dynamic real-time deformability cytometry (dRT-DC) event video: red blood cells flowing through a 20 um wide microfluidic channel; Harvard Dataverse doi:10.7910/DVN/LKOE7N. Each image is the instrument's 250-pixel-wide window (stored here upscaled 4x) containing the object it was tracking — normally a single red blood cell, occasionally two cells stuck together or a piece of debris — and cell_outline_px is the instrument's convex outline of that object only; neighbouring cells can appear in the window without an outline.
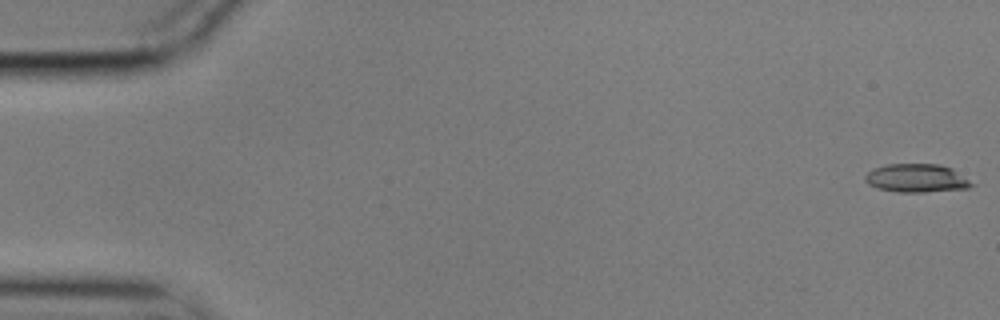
{"species": "common noctule bat (a hibernating species)", "species_latin": "Nyctalus noctula", "temperature_condition": "cold", "stored_images_in_passage": 14, "camera_frame_rate_fps": 3000, "um_per_image_px": 0.085, "animal": {"sex": "male", "body_mass_g": 17.9}, "frame": {"image": 1, "passage_image": 1, "time_ms": 0.0, "image_size_px": [1000, 320], "cell_outline_px": [[976, 184], [968, 188], [924, 192], [896, 192], [876, 188], [868, 184], [864, 180], [864, 176], [872, 168], [888, 164], [940, 164], [952, 168]], "centroid_in_image_um": [77.89, 15.14], "position_along_channel_um": 7.1, "area_um2": 17.8}}
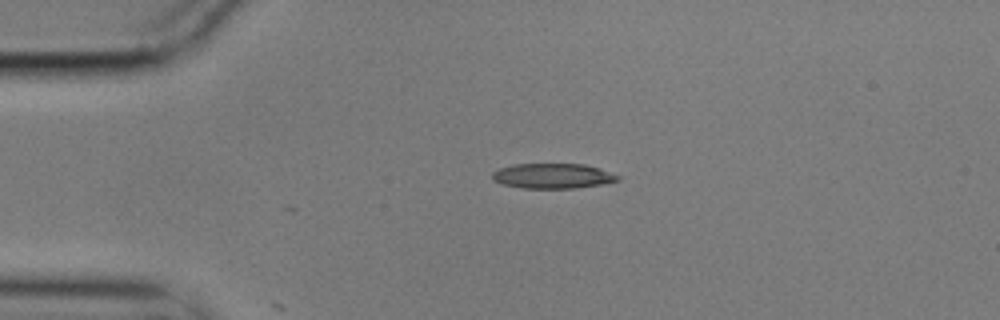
{"frame": {"image": 2, "passage_image": 13, "time_ms": 4.0, "image_size_px": [1000, 320], "cell_outline_px": [[620, 180], [600, 184], [576, 188], [524, 188], [504, 184], [492, 180], [492, 172], [500, 168], [512, 164], [584, 164], [600, 168], [620, 176]], "centroid_in_image_um": [46.98, 14.95], "position_along_channel_um": 38.0, "area_um2": 18.26}}